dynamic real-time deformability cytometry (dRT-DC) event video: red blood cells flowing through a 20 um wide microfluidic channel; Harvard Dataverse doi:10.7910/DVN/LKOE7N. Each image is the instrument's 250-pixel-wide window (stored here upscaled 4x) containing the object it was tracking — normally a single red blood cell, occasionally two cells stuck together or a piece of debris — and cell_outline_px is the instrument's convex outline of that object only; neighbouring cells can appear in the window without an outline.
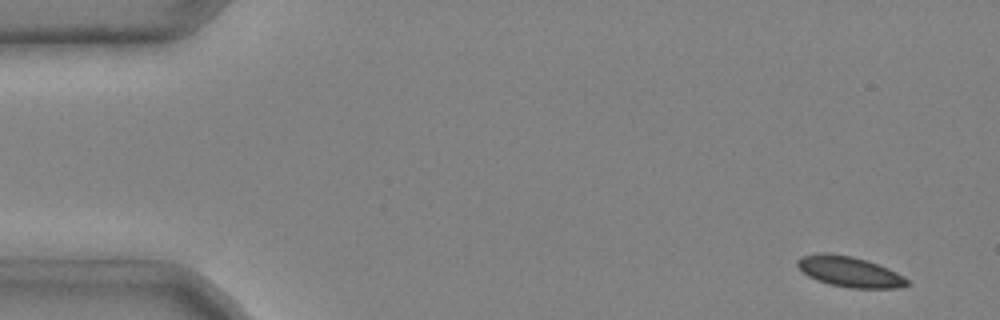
{"species": "common noctule bat (a hibernating species)", "species_latin": "Nyctalus noctula", "temperature_condition": "cold", "stored_images_in_passage": 4, "camera_frame_rate_fps": 3000, "um_per_image_px": 0.085, "animal": {"sex": "male", "body_mass_g": 20.4}, "frame": {"image": 1, "passage_image": 1, "time_ms": 0.0, "image_size_px": [1000, 320], "cell_outline_px": [[912, 284], [900, 288], [848, 288], [828, 284], [816, 280], [808, 276], [796, 264], [796, 260], [800, 256], [816, 252], [828, 252], [852, 256], [868, 260], [888, 268], [904, 276]], "centroid_in_image_um": [72.21, 23.08], "position_along_channel_um": 12.8, "area_um2": 19.94}}